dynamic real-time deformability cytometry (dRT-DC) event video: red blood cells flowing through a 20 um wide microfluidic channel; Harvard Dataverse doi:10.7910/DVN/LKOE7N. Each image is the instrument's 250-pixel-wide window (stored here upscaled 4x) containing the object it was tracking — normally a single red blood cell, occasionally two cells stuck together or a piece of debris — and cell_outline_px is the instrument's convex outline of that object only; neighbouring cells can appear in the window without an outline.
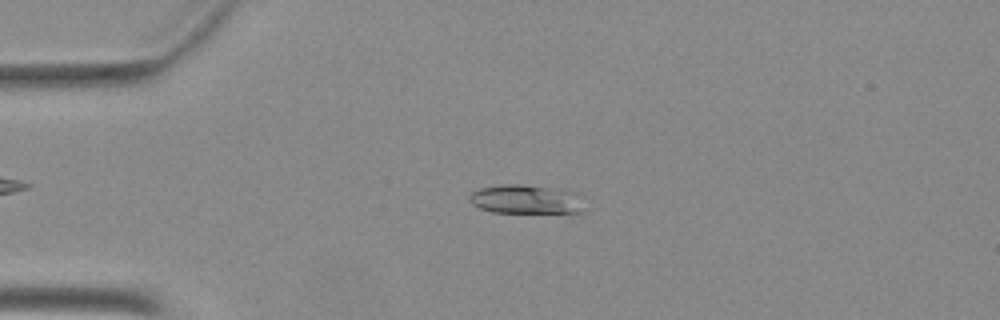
{"species": "Egyptian fruit bat (a non-hibernating species)", "species_latin": "Rousettus aegyptiacus", "temperature_condition": "warm", "stored_images_in_passage": 50, "camera_frame_rate_fps": 3000, "um_per_image_px": 0.085, "animal": {"sex": "female"}, "frame": {"image": 1, "passage_image": 11, "time_ms": 3.333, "image_size_px": [1000, 320], "cell_outline_px": [[588, 208], [580, 212], [492, 212], [480, 208], [472, 204], [468, 196], [472, 192], [480, 188], [504, 184], [520, 184], [572, 192], [584, 196]], "centroid_in_image_um": [44.77, 16.95], "position_along_channel_um": 40.2, "area_um2": 19.42}}
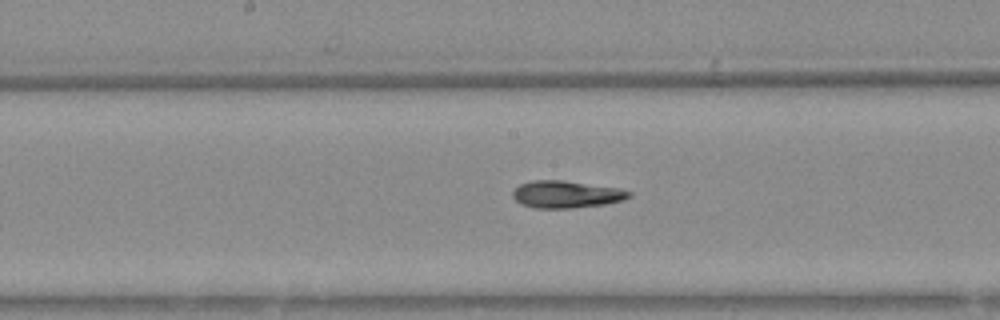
{"frame": {"image": 2, "passage_image": 25, "time_ms": 8.0, "image_size_px": [1000, 320], "cell_outline_px": [[632, 196], [624, 200], [604, 204], [568, 208], [532, 208], [520, 204], [512, 196], [512, 192], [520, 184], [532, 180], [564, 180], [620, 188], [632, 192]], "centroid_in_image_um": [48.13, 16.51], "position_along_channel_um": 200.1, "area_um2": 18.55}}
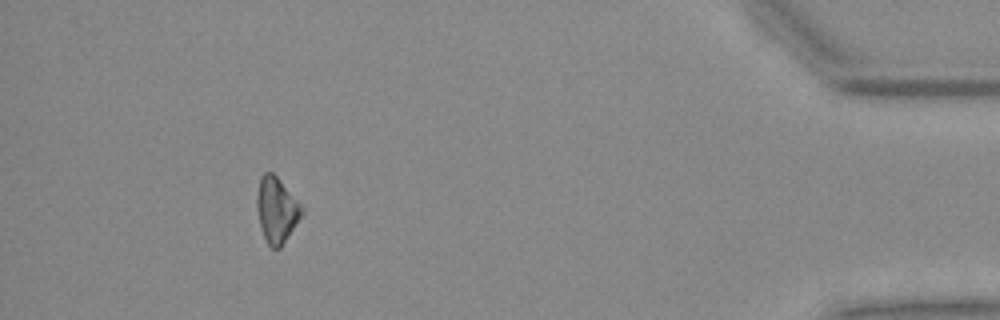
{"frame": {"image": 3, "passage_image": 45, "time_ms": 14.667, "image_size_px": [1000, 320], "cell_outline_px": [[304, 212], [280, 248], [272, 248], [268, 244], [264, 236], [260, 224], [256, 204], [256, 196], [260, 176], [264, 172], [272, 172], [276, 176], [304, 208]], "centroid_in_image_um": [23.5, 17.82], "position_along_channel_um": 411.7, "area_um2": 16.88}}